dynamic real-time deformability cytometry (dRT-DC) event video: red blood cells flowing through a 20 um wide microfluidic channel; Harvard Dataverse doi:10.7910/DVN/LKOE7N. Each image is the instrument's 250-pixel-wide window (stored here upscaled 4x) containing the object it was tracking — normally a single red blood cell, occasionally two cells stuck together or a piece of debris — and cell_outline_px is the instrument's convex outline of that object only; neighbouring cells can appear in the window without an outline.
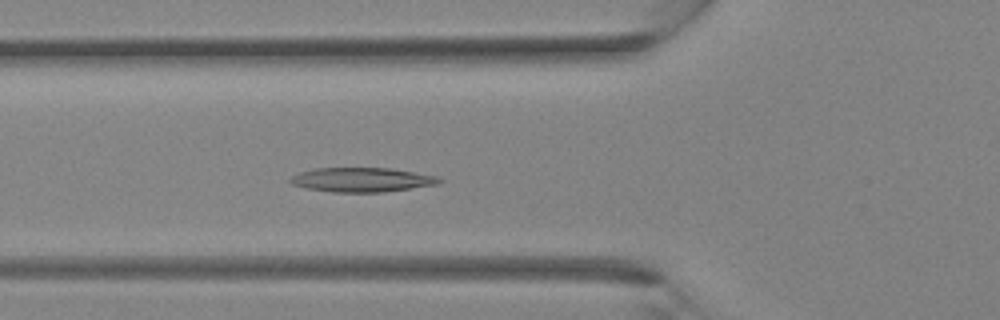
{"species": "Egyptian fruit bat (a non-hibernating species)", "species_latin": "Rousettus aegyptiacus", "temperature_condition": "room temperature", "stored_images_in_passage": 35, "camera_frame_rate_fps": 3000, "um_per_image_px": 0.085, "animal": {"sex": "female"}, "frame": {"image": 1, "passage_image": 12, "time_ms": 3.667, "image_size_px": [1000, 320], "cell_outline_px": [[444, 180], [436, 184], [380, 192], [332, 192], [308, 188], [292, 184], [288, 180], [292, 176], [300, 172], [316, 168], [388, 168], [440, 176]], "centroid_in_image_um": [30.76, 15.27], "position_along_channel_um": 95.0, "area_um2": 20.87}}
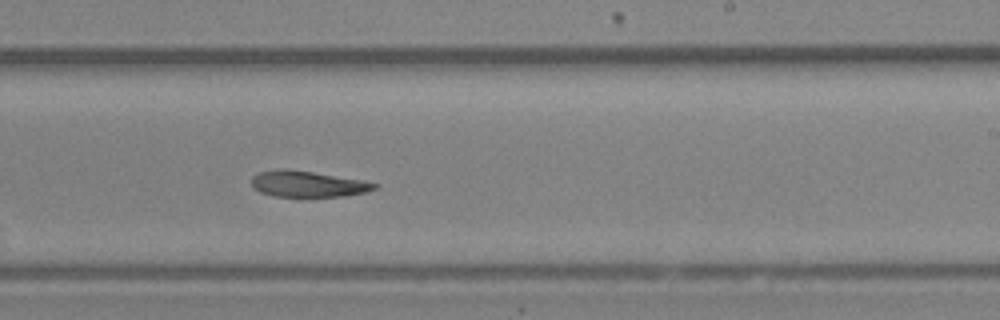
{"frame": {"image": 2, "passage_image": 21, "time_ms": 6.667, "image_size_px": [1000, 320], "cell_outline_px": [[380, 184], [376, 188], [364, 192], [344, 196], [272, 196], [260, 192], [252, 188], [252, 176], [260, 172], [284, 168], [312, 172], [360, 180]], "centroid_in_image_um": [26.11, 15.64], "position_along_channel_um": 262.9, "area_um2": 18.38}}
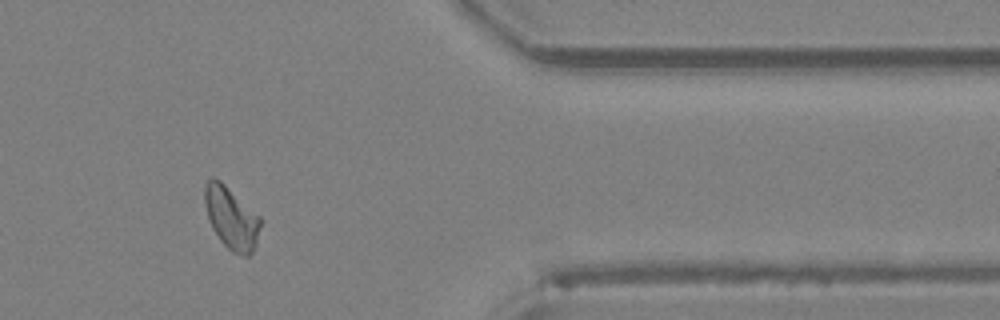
{"frame": {"image": 3, "passage_image": 29, "time_ms": 9.333, "image_size_px": [1000, 320], "cell_outline_px": [[260, 224], [256, 244], [252, 252], [248, 256], [244, 256], [232, 252], [220, 240], [212, 228], [204, 204], [204, 184], [212, 176], [220, 180], [260, 216]], "centroid_in_image_um": [19.64, 18.51], "position_along_channel_um": 391.8, "area_um2": 20.11}}